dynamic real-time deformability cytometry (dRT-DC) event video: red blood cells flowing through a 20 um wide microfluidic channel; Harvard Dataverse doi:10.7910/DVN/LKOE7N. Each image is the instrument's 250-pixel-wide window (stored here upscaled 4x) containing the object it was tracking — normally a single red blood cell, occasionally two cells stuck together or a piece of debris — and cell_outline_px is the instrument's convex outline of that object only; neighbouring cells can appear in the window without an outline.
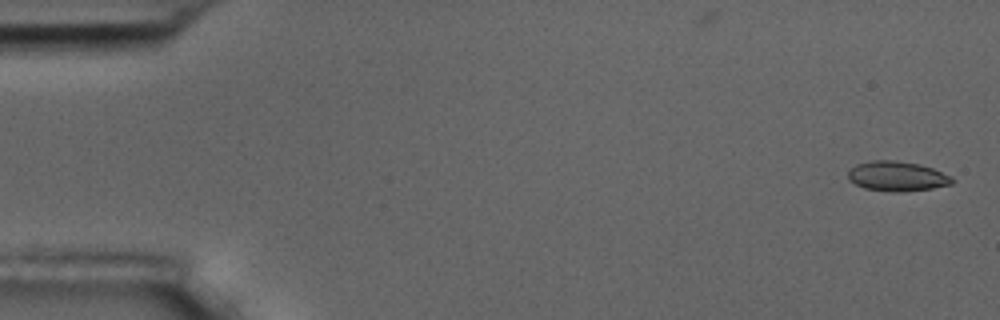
{"species": "common noctule bat (a hibernating species)", "species_latin": "Nyctalus noctula", "temperature_condition": "room temperature", "stored_images_in_passage": 11, "camera_frame_rate_fps": 3000, "um_per_image_px": 0.085, "animal": {"sex": "male", "body_mass_g": 17.5, "forearm_length_mm": 52.3}, "frame": {"image": 1, "passage_image": 1, "time_ms": 0.0, "image_size_px": [1000, 320], "cell_outline_px": [[952, 184], [932, 188], [900, 192], [892, 192], [864, 188], [848, 180], [848, 172], [856, 164], [872, 160], [896, 160], [920, 164], [932, 168], [952, 176]], "centroid_in_image_um": [76.24, 14.97], "position_along_channel_um": 8.8, "area_um2": 18.09}}
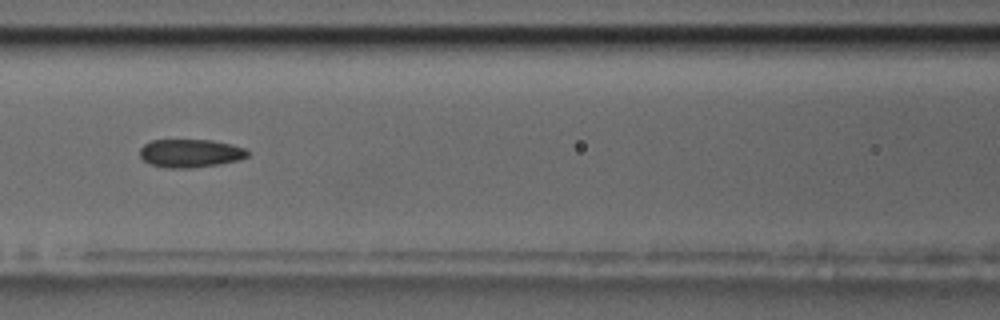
{"frame": {"image": 2, "passage_image": 7, "time_ms": 7.667, "image_size_px": [1000, 320], "cell_outline_px": [[248, 156], [240, 160], [220, 164], [192, 168], [164, 168], [148, 164], [140, 156], [140, 148], [144, 144], [152, 140], [212, 140], [232, 144], [244, 148], [248, 152]], "centroid_in_image_um": [16.17, 13.03], "position_along_channel_um": 150.4, "area_um2": 17.92}}
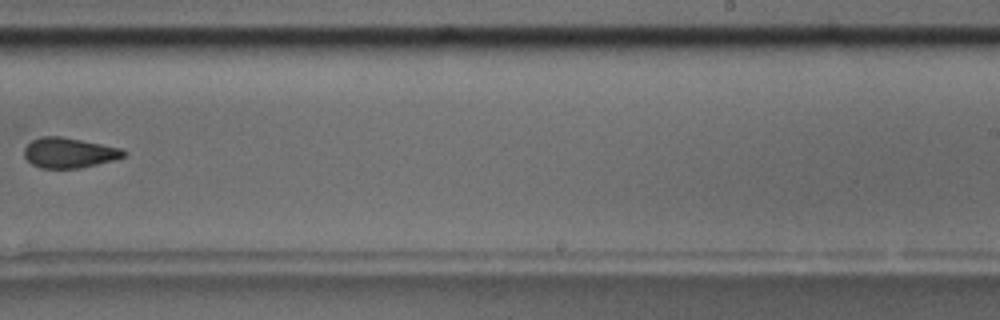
{"frame": {"image": 3, "passage_image": 10, "time_ms": 11.333, "image_size_px": [1000, 320], "cell_outline_px": [[128, 152], [124, 156], [116, 160], [80, 168], [40, 168], [32, 164], [24, 156], [24, 148], [32, 140], [40, 136], [60, 136], [120, 148]], "centroid_in_image_um": [5.87, 12.99], "position_along_channel_um": 283.1, "area_um2": 17.46}}